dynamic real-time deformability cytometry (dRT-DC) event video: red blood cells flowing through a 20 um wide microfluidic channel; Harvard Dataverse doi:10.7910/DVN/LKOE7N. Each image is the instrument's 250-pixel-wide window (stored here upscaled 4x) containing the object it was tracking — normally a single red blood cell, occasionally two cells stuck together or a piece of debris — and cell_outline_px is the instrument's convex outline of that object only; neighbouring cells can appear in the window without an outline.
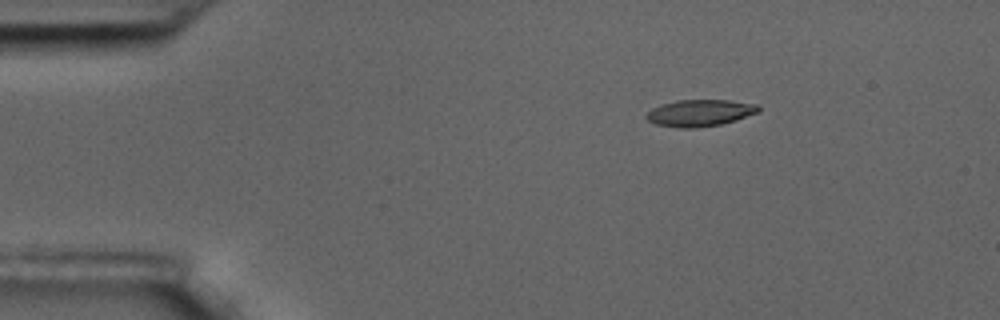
{"species": "common noctule bat (a hibernating species)", "species_latin": "Nyctalus noctula", "temperature_condition": "room temperature", "stored_images_in_passage": 6, "camera_frame_rate_fps": 3000, "um_per_image_px": 0.085, "animal": {"sex": "male", "body_mass_g": 17.5, "forearm_length_mm": 52.3}, "frame": {"image": 1, "passage_image": 3, "time_ms": 0.667, "image_size_px": [1000, 320], "cell_outline_px": [[760, 112], [736, 120], [720, 124], [696, 128], [680, 128], [656, 124], [648, 120], [644, 116], [652, 108], [660, 104], [680, 100], [728, 100], [760, 104]], "centroid_in_image_um": [59.52, 9.59], "position_along_channel_um": 25.5, "area_um2": 17.57}}
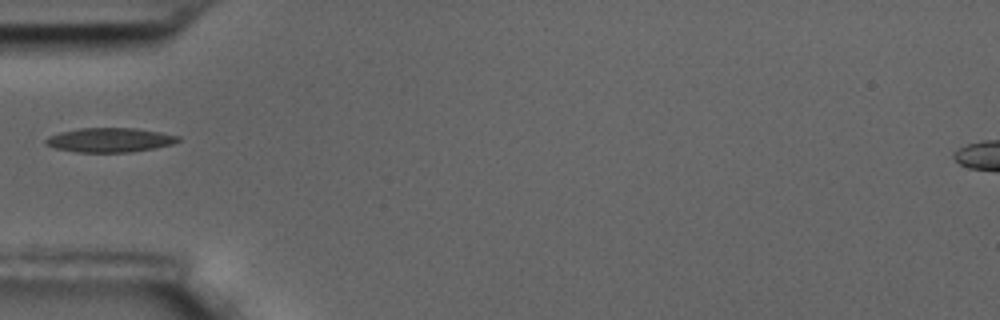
{"frame": {"image": 2, "passage_image": 6, "time_ms": 1.667, "image_size_px": [1000, 320], "cell_outline_px": [[180, 140], [172, 144], [156, 148], [128, 152], [76, 152], [56, 148], [44, 144], [44, 140], [48, 136], [60, 132], [80, 128], [136, 128], [160, 132], [180, 136]], "centroid_in_image_um": [9.32, 11.9], "position_along_channel_um": 75.7, "area_um2": 18.79}}